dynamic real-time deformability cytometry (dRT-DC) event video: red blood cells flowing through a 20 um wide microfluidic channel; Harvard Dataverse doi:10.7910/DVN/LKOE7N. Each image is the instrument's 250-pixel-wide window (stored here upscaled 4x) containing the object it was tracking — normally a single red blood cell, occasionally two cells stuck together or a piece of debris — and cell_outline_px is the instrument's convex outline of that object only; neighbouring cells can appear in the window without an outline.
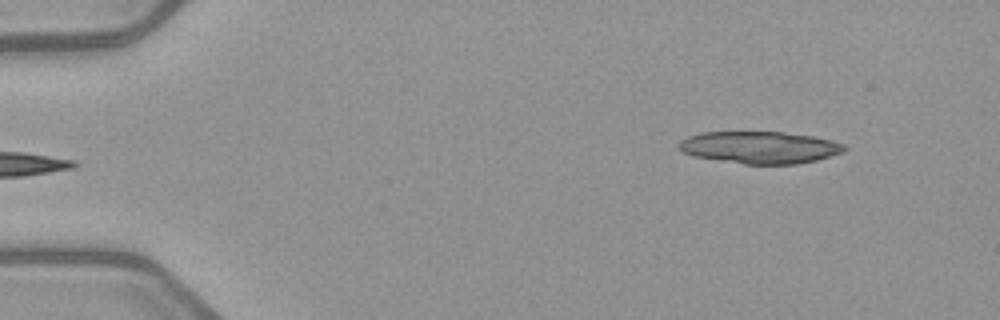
{"species": "common noctule bat (a hibernating species)", "species_latin": "Nyctalus noctula", "temperature_condition": "warm", "stored_images_in_passage": 5, "camera_frame_rate_fps": 3000, "um_per_image_px": 0.085, "animal": {"sex": "female", "body_mass_g": 21.9}, "frame": {"image": 1, "passage_image": 5, "time_ms": 5.667, "image_size_px": [1000, 320], "cell_outline_px": [[848, 148], [844, 152], [816, 160], [796, 164], [744, 164], [692, 156], [684, 152], [680, 148], [680, 140], [688, 136], [700, 132], [784, 132], [812, 136], [832, 140], [844, 144]], "centroid_in_image_um": [64.61, 12.53], "position_along_channel_um": 20.4, "area_um2": 30.98}}